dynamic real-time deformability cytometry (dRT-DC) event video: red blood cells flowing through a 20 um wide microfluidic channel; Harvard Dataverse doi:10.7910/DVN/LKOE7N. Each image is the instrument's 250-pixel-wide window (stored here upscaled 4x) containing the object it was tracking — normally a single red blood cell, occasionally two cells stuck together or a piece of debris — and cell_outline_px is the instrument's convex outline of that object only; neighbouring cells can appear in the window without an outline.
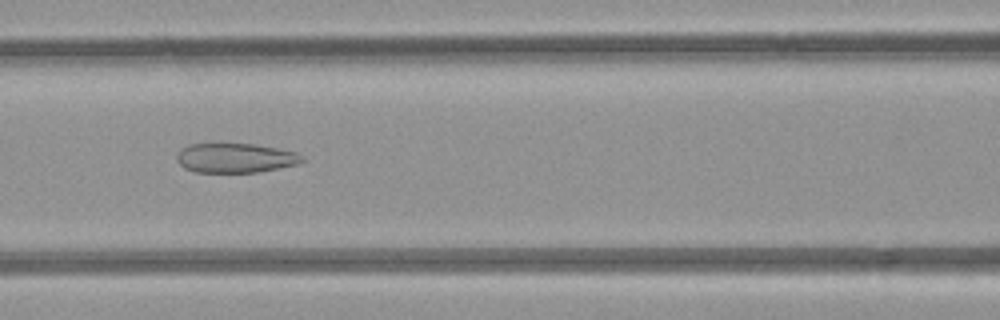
{"species": "common noctule bat (a hibernating species)", "species_latin": "Nyctalus noctula", "temperature_condition": "room temperature", "stored_images_in_passage": 8, "camera_frame_rate_fps": 3000, "um_per_image_px": 0.085, "animal": {"sex": "female", "body_mass_g": 21.9}, "frame": {"image": 1, "passage_image": 7, "time_ms": 7.0, "image_size_px": [1000, 320], "cell_outline_px": [[304, 160], [296, 164], [256, 172], [196, 172], [184, 168], [176, 160], [176, 156], [180, 148], [188, 144], [256, 144], [296, 152]], "centroid_in_image_um": [19.93, 13.42], "position_along_channel_um": 146.7, "area_um2": 21.33}}
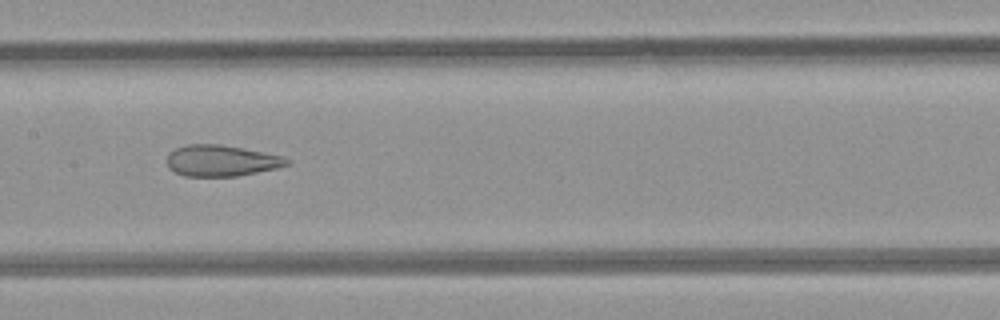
{"frame": {"image": 2, "passage_image": 8, "time_ms": 8.0, "image_size_px": [1000, 320], "cell_outline_px": [[292, 160], [288, 164], [276, 168], [236, 176], [184, 176], [168, 168], [168, 152], [176, 148], [188, 144], [220, 144], [284, 156]], "centroid_in_image_um": [18.8, 13.65], "position_along_channel_um": 188.6, "area_um2": 21.68}}